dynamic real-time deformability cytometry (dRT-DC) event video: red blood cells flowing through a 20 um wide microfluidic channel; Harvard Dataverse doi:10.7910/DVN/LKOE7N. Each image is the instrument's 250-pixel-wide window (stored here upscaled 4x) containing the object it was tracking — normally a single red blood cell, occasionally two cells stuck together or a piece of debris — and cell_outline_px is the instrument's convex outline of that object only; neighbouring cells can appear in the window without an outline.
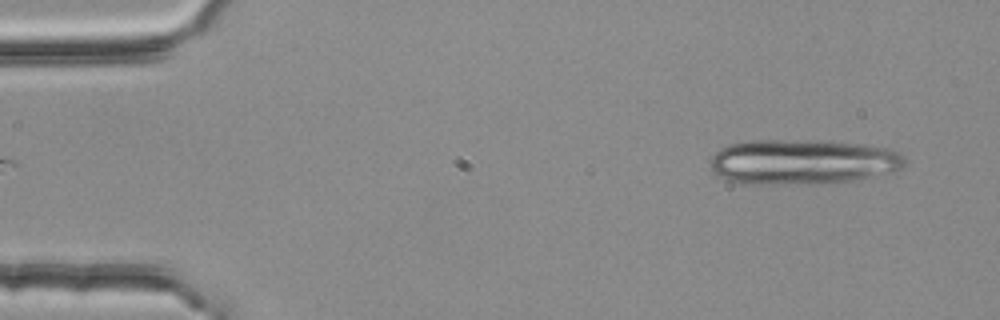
{"species": "common noctule bat (a hibernating species)", "species_latin": "Nyctalus noctula", "temperature_condition": "room temperature", "stored_images_in_passage": 4, "segment_of_instrument_passage": [2, 2], "camera_frame_rate_fps": 3000, "um_per_image_px": 0.085, "animal": {"sex": "female", "body_mass_g": 25.1}, "frame": {"image": 1, "passage_image": 4, "time_ms": 1.0, "image_size_px": [1000, 320], "cell_outline_px": [[904, 164], [900, 168], [892, 172], [856, 180], [812, 184], [748, 184], [728, 180], [720, 176], [712, 168], [708, 160], [720, 148], [728, 144], [752, 140], [832, 140], [888, 148], [904, 156]], "centroid_in_image_um": [68.2, 13.75], "position_along_channel_um": 16.8, "area_um2": 51.44}}